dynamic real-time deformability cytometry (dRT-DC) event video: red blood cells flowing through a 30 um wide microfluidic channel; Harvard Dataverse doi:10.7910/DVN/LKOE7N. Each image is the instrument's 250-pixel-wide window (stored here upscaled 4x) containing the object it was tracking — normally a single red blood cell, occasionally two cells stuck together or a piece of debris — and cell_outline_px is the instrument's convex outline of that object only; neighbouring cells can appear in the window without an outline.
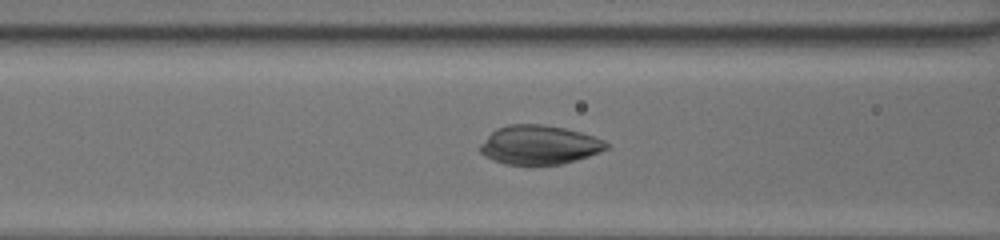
{"species": "common noctule bat (a hibernating species)", "species_latin": "Nyctalus noctula", "temperature_condition": "room temperature", "stored_images_in_passage": 27, "camera_frame_rate_fps": 3000, "um_per_image_px": 0.085, "animal": {"sex": "female", "body_mass_g": 20.0, "forearm_length_mm": 54.0}, "frame": {"image": 1, "passage_image": 5, "time_ms": 1.333, "image_size_px": [1000, 240], "cell_outline_px": [[608, 148], [588, 156], [576, 160], [560, 164], [504, 164], [492, 160], [484, 156], [480, 152], [480, 144], [496, 128], [508, 124], [544, 124], [564, 128], [580, 132], [604, 140], [608, 144]], "centroid_in_image_um": [45.8, 12.31], "position_along_channel_um": 120.8, "area_um2": 28.55}}
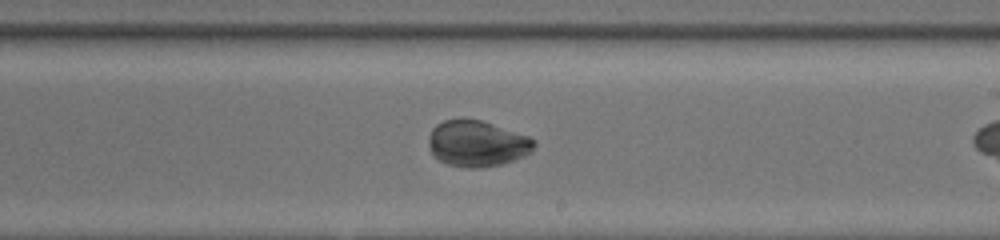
{"frame": {"image": 2, "passage_image": 14, "time_ms": 4.333, "image_size_px": [1000, 240], "cell_outline_px": [[536, 144], [532, 152], [524, 156], [500, 164], [480, 168], [468, 168], [448, 164], [432, 156], [428, 144], [428, 136], [432, 128], [436, 124], [444, 120], [480, 120], [528, 136]], "centroid_in_image_um": [40.52, 12.22], "position_along_channel_um": 248.5, "area_um2": 28.09}}
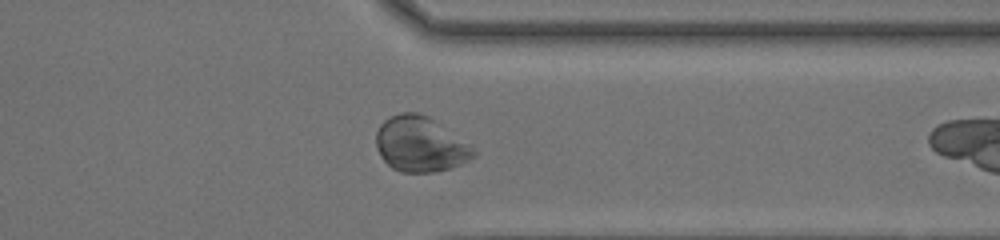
{"frame": {"image": 3, "passage_image": 23, "time_ms": 7.333, "image_size_px": [1000, 240], "cell_outline_px": [[476, 156], [452, 168], [432, 172], [400, 172], [392, 168], [380, 156], [376, 144], [376, 132], [380, 124], [388, 116], [400, 112], [416, 112], [428, 116], [472, 148], [476, 152]], "centroid_in_image_um": [35.66, 12.26], "position_along_channel_um": 375.7, "area_um2": 30.98}}